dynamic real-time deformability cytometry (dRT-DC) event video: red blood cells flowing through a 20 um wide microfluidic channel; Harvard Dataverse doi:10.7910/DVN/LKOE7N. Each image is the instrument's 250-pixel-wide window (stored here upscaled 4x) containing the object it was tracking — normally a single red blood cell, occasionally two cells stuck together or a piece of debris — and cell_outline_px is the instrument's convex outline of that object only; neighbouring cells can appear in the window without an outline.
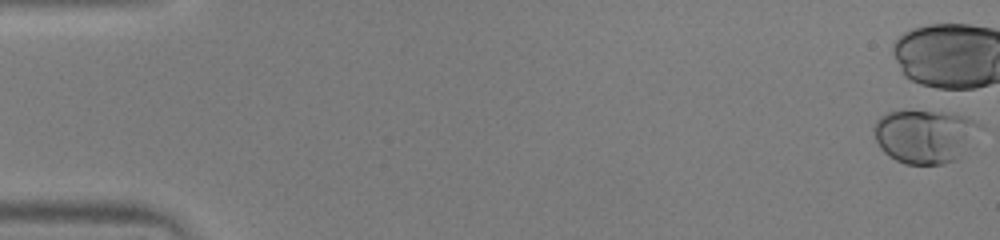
{"species": "human", "species_latin": "Homo sapiens", "temperature_condition": "warm", "stored_images_in_passage": 42, "camera_frame_rate_fps": 3000, "um_per_image_px": 0.085, "donor": {"sex": "male"}, "frame": {"image": 1, "passage_image": 1, "time_ms": 0.0, "image_size_px": [1000, 240], "cell_outline_px": [[984, 128], [956, 160], [944, 164], [904, 164], [896, 160], [884, 152], [880, 148], [876, 140], [872, 128], [876, 120], [880, 116], [888, 112], [932, 112], [964, 116], [984, 124]], "centroid_in_image_um": [78.63, 11.59], "position_along_channel_um": 6.4, "area_um2": 32.95}, "authors_computed_cell_mechanics": {"area_um2": 31.79, "velocity_mm_per_s": 4.004, "shape_relaxation_time_tau1_ms": 2.8743, "shape_relaxation_time_tau2_ms": null, "deformation_change_tau1": 0.1875, "deformation_change_tau2": null}}